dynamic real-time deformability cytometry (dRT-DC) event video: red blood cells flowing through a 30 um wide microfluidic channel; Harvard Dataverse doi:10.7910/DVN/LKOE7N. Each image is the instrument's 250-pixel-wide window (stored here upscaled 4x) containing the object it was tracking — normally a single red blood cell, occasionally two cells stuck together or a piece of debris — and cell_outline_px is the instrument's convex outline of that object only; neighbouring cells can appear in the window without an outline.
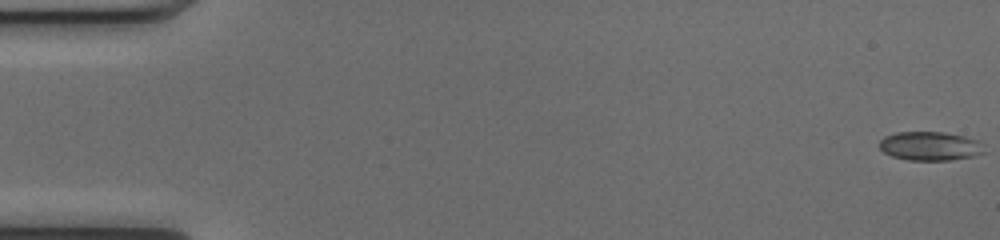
{"species": "common noctule bat (a hibernating species)", "species_latin": "Nyctalus noctula", "temperature_condition": "cold", "stored_images_in_passage": 52, "camera_frame_rate_fps": 3000, "um_per_image_px": 0.085, "animal": {"sex": "female", "body_mass_g": 17.0, "forearm_length_mm": 48.0}, "frame": {"image": 1, "passage_image": 1, "time_ms": 0.0, "image_size_px": [1000, 240], "cell_outline_px": [[984, 152], [976, 156], [952, 160], [908, 160], [892, 156], [884, 152], [880, 148], [880, 140], [884, 136], [896, 132], [944, 132], [964, 136], [976, 140]], "centroid_in_image_um": [79.02, 12.42], "position_along_channel_um": 6.0, "area_um2": 17.51}}
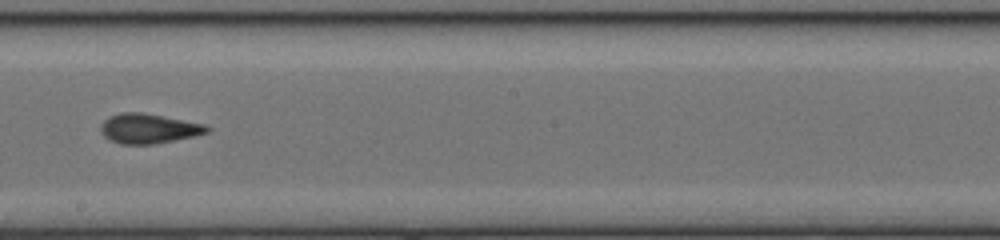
{"frame": {"image": 2, "passage_image": 30, "time_ms": 9.667, "image_size_px": [1000, 240], "cell_outline_px": [[212, 128], [208, 132], [192, 136], [156, 144], [120, 144], [104, 136], [100, 132], [100, 124], [104, 120], [120, 112], [140, 112], [204, 124]], "centroid_in_image_um": [12.61, 10.93], "position_along_channel_um": 235.6, "area_um2": 18.21}}
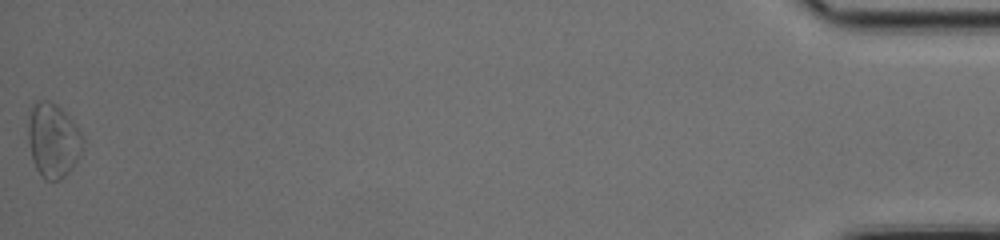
{"frame": {"image": 3, "passage_image": 52, "time_ms": 17.0, "image_size_px": [1000, 240], "cell_outline_px": [[84, 140], [80, 152], [76, 160], [68, 172], [60, 180], [44, 180], [40, 176], [32, 160], [28, 140], [28, 116], [32, 104], [36, 100], [48, 100], [56, 104], [72, 120], [80, 132]], "centroid_in_image_um": [4.47, 11.91], "position_along_channel_um": 430.7, "area_um2": 23.64}, "authors_computed_cell_mechanics": {"area_um2": 17.918, "velocity_mm_per_s": 4.0649, "shape_relaxation_time_tau1_ms": 3.1488, "shape_relaxation_time_tau2_ms": 1.2767, "deformation_change_tau1": 0.1262, "deformation_change_tau2": 0.0667}}